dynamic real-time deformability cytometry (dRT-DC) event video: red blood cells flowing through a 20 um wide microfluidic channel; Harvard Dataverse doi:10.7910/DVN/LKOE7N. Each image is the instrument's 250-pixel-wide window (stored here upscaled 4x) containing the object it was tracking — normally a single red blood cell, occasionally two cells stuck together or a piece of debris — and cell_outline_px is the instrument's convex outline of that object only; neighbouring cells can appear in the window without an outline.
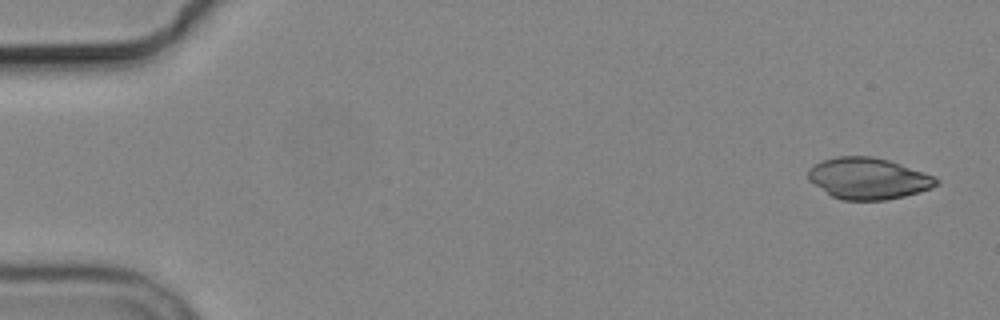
{"species": "common noctule bat (a hibernating species)", "species_latin": "Nyctalus noctula", "temperature_condition": "cold", "stored_images_in_passage": 5, "camera_frame_rate_fps": 3000, "um_per_image_px": 0.085, "animal": {"sex": "male", "body_mass_g": 19.2, "forearm_length_mm": 51.8}, "frame": {"image": 1, "passage_image": 1, "time_ms": 0.0, "image_size_px": [1000, 320], "cell_outline_px": [[940, 184], [932, 188], [920, 192], [888, 200], [840, 200], [832, 196], [808, 180], [808, 168], [824, 160], [836, 156], [872, 156], [888, 160], [936, 176], [940, 180]], "centroid_in_image_um": [73.83, 15.17], "position_along_channel_um": 11.2, "area_um2": 31.04}}